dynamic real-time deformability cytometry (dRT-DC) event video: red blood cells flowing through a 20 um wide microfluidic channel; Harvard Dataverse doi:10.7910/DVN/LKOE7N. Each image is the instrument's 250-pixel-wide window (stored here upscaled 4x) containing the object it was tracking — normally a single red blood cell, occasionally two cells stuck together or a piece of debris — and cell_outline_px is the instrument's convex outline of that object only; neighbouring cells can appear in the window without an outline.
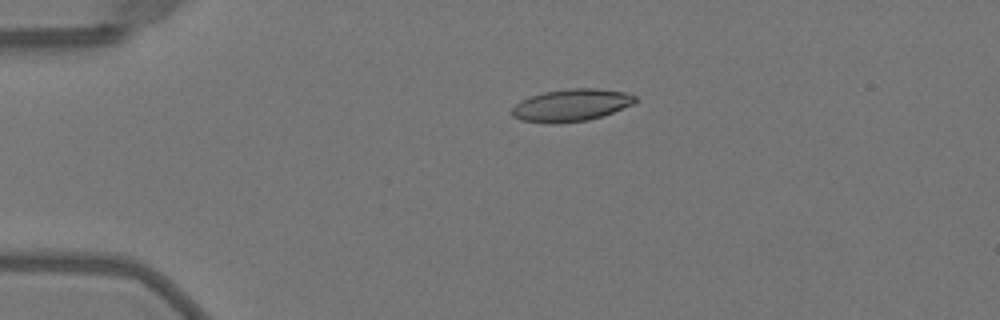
{"species": "Egyptian fruit bat (a non-hibernating species)", "species_latin": "Rousettus aegyptiacus", "temperature_condition": "warm", "stored_images_in_passage": 40, "camera_frame_rate_fps": 3000, "um_per_image_px": 0.085, "animal": {"sex": "female"}, "frame": {"image": 1, "passage_image": 1, "time_ms": 0.0, "image_size_px": [1000, 320], "cell_outline_px": [[636, 104], [604, 116], [588, 120], [556, 124], [548, 124], [520, 120], [512, 116], [512, 108], [520, 100], [544, 92], [568, 88], [596, 88], [628, 92], [636, 96]], "centroid_in_image_um": [48.6, 8.95], "position_along_channel_um": 36.4, "area_um2": 23.64}}
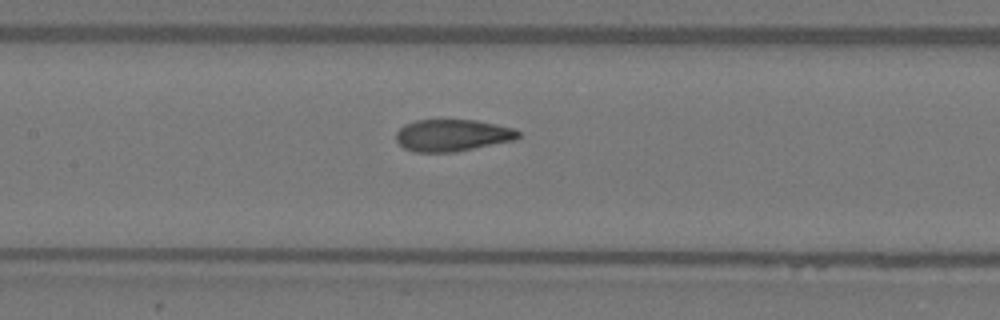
{"frame": {"image": 2, "passage_image": 14, "time_ms": 4.333, "image_size_px": [1000, 320], "cell_outline_px": [[520, 136], [516, 140], [456, 152], [412, 152], [404, 148], [396, 140], [396, 132], [404, 124], [416, 120], [476, 120], [496, 124], [512, 128], [520, 132]], "centroid_in_image_um": [38.45, 11.51], "position_along_channel_um": 169.0, "area_um2": 22.89}}
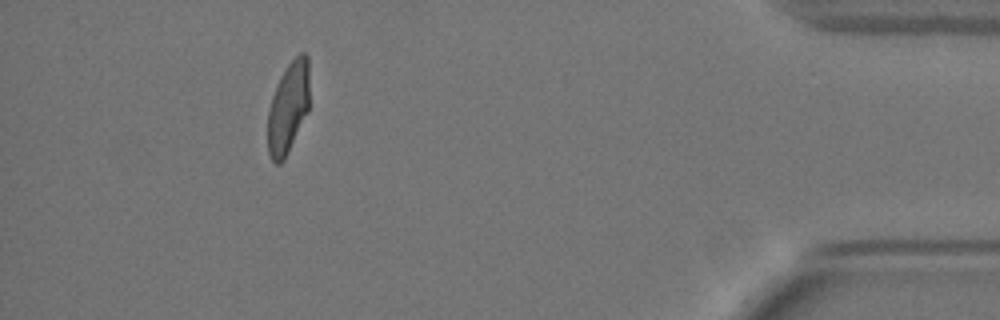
{"frame": {"image": 3, "passage_image": 36, "time_ms": 11.667, "image_size_px": [1000, 320], "cell_outline_px": [[308, 112], [284, 160], [280, 164], [276, 164], [272, 160], [268, 152], [268, 108], [272, 96], [280, 76], [288, 64], [300, 52], [304, 52], [308, 56]], "centroid_in_image_um": [24.49, 9.16], "position_along_channel_um": 410.7, "area_um2": 22.14}, "authors_computed_cell_mechanics": {"area_um2": 23.0911, "velocity_mm_per_s": 4.0414, "shape_relaxation_time_tau1_ms": 4.4402, "shape_relaxation_time_tau2_ms": 0.7778, "deformation_change_tau1": 0.1785, "deformation_change_tau2": 0.063}}